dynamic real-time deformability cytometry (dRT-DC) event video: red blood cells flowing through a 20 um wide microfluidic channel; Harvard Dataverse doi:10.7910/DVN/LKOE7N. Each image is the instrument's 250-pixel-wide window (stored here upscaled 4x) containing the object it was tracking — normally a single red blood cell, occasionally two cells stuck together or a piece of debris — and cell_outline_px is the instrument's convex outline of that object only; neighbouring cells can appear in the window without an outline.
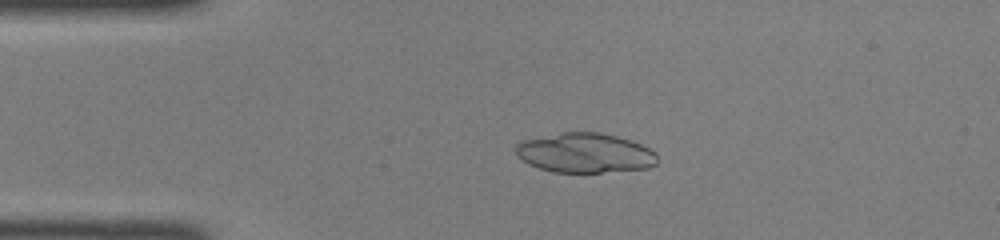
{"species": "common noctule bat (a hibernating species)", "species_latin": "Nyctalus noctula", "temperature_condition": "room temperature", "stored_images_in_passage": 37, "camera_frame_rate_fps": 3000, "um_per_image_px": 0.085, "animal": {"sex": "female", "body_mass_g": 22.0, "forearm_length_mm": 56.7}, "frame": {"image": 1, "passage_image": 1, "time_ms": 0.0, "image_size_px": [1000, 240], "cell_outline_px": [[656, 164], [648, 168], [600, 172], [552, 172], [528, 164], [516, 152], [516, 144], [520, 140], [560, 132], [600, 132], [616, 136], [640, 144], [656, 152]], "centroid_in_image_um": [49.7, 12.99], "position_along_channel_um": 35.3, "area_um2": 32.6}}